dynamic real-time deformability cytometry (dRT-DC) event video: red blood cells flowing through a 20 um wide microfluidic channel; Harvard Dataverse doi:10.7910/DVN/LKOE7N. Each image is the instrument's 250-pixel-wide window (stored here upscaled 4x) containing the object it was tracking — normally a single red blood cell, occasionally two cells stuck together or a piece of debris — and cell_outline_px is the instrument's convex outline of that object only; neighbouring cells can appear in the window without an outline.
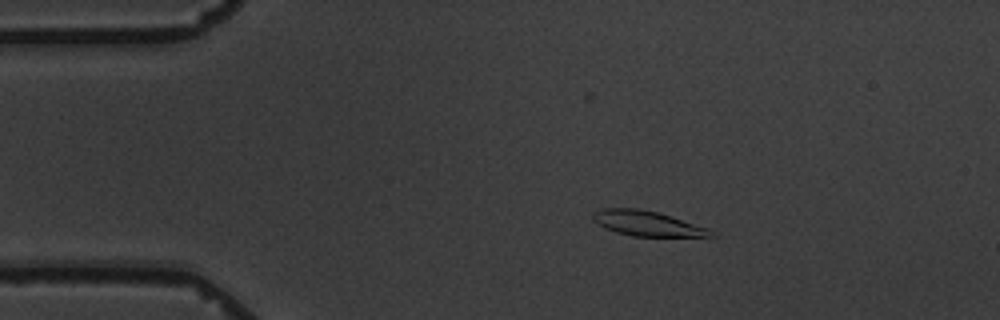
{"species": "common noctule bat (a hibernating species)", "species_latin": "Nyctalus noctula", "temperature_condition": "warm", "stored_images_in_passage": 5, "camera_frame_rate_fps": 3000, "um_per_image_px": 0.085, "animal": {"sex": "male", "body_mass_g": 19.5, "forearm_length_mm": 54.6}, "frame": {"image": 1, "passage_image": 2, "time_ms": 1.0, "image_size_px": [1000, 320], "cell_outline_px": [[720, 236], [632, 236], [616, 232], [604, 228], [592, 220], [592, 212], [604, 208], [636, 208], [656, 212], [708, 228]], "centroid_in_image_um": [54.97, 19.0], "position_along_channel_um": 30.0, "area_um2": 17.05}}
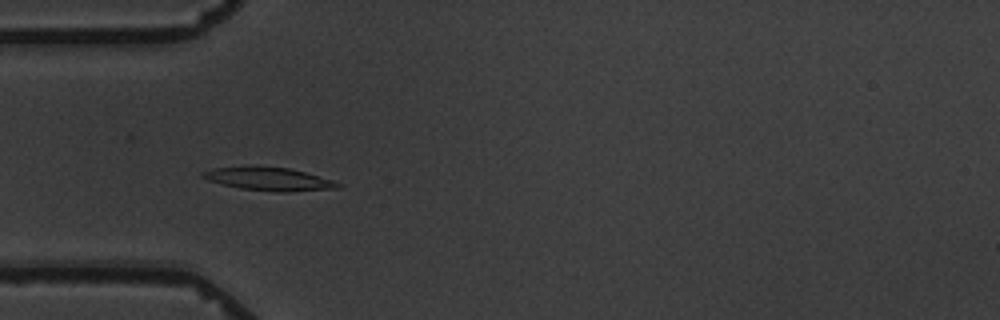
{"frame": {"image": 2, "passage_image": 4, "time_ms": 3.333, "image_size_px": [1000, 320], "cell_outline_px": [[344, 184], [340, 188], [288, 192], [276, 192], [240, 188], [208, 180], [200, 176], [200, 172], [212, 168], [252, 164], [256, 164], [288, 168], [304, 172], [332, 180]], "centroid_in_image_um": [22.81, 15.18], "position_along_channel_um": 62.2, "area_um2": 18.79}}
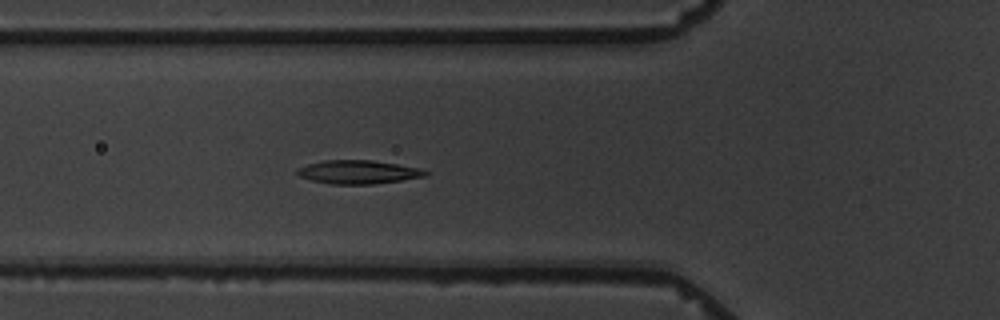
{"frame": {"image": 3, "passage_image": 5, "time_ms": 4.333, "image_size_px": [1000, 320], "cell_outline_px": [[432, 172], [428, 176], [372, 184], [332, 184], [312, 180], [300, 176], [296, 172], [296, 168], [308, 164], [324, 160], [372, 160], [420, 168]], "centroid_in_image_um": [30.48, 14.62], "position_along_channel_um": 95.3, "area_um2": 17.57}}